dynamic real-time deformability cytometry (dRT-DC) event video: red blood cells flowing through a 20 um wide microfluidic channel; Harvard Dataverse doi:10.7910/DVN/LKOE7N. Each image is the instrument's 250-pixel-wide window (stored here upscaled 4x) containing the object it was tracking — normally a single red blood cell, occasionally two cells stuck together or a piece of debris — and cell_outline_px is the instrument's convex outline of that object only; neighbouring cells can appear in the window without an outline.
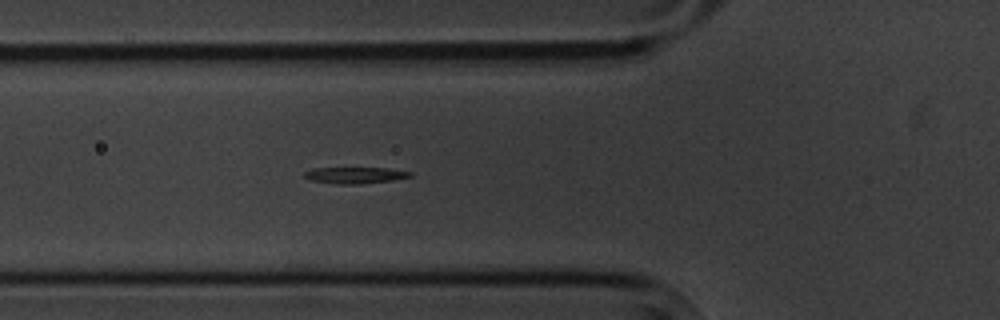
{"species": "common noctule bat (a hibernating species)", "species_latin": "Nyctalus noctula", "temperature_condition": "cold", "stored_images_in_passage": 6, "camera_frame_rate_fps": 3000, "um_per_image_px": 0.085, "animal": {"sex": "male", "body_mass_g": 20.1, "forearm_length_mm": 53.5}, "frame": {"image": 1, "passage_image": 6, "time_ms": 6.0, "image_size_px": [1000, 320], "cell_outline_px": [[412, 176], [392, 180], [360, 184], [336, 184], [312, 180], [304, 176], [304, 172], [312, 168], [388, 168], [412, 172]], "centroid_in_image_um": [30.18, 14.89], "position_along_channel_um": 95.6, "area_um2": 10.0}}